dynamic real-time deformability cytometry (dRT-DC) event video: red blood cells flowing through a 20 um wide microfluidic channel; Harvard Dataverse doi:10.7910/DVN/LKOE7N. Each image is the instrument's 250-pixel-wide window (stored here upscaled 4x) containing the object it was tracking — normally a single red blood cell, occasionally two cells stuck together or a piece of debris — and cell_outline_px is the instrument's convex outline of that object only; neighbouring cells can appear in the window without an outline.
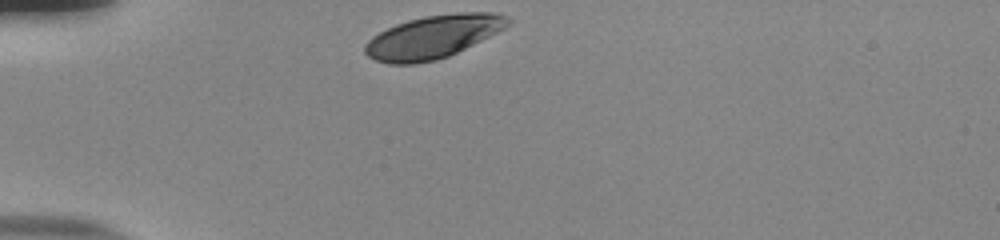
{"species": "human", "species_latin": "Homo sapiens", "temperature_condition": "room temperature", "stored_images_in_passage": 31, "camera_frame_rate_fps": 3000, "um_per_image_px": 0.085, "donor": {"sex": "male"}, "frame": {"image": 1, "passage_image": 1, "time_ms": 0.0, "image_size_px": [1000, 240], "cell_outline_px": [[512, 24], [448, 56], [436, 60], [412, 64], [388, 64], [376, 60], [368, 56], [364, 52], [364, 44], [372, 36], [396, 24], [408, 20], [424, 16], [456, 12], [492, 12], [508, 16], [512, 20]], "centroid_in_image_um": [36.8, 3.12], "position_along_channel_um": 48.2, "area_um2": 35.66}}
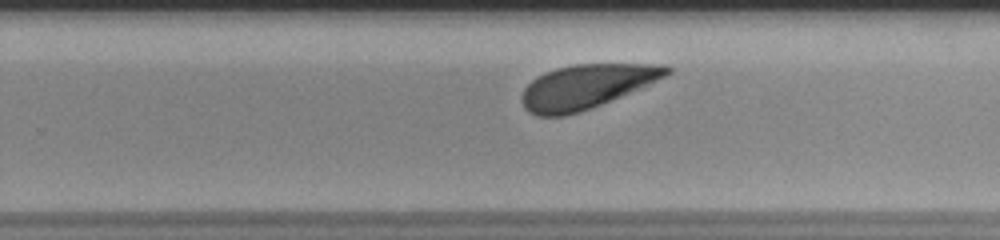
{"frame": {"image": 2, "passage_image": 22, "time_ms": 7.0, "image_size_px": [1000, 240], "cell_outline_px": [[672, 72], [648, 84], [620, 96], [580, 112], [564, 116], [536, 116], [528, 112], [524, 108], [524, 88], [536, 76], [544, 72], [556, 68], [572, 64], [660, 64], [672, 68]], "centroid_in_image_um": [49.81, 7.35], "position_along_channel_um": 280.0, "area_um2": 36.7}}
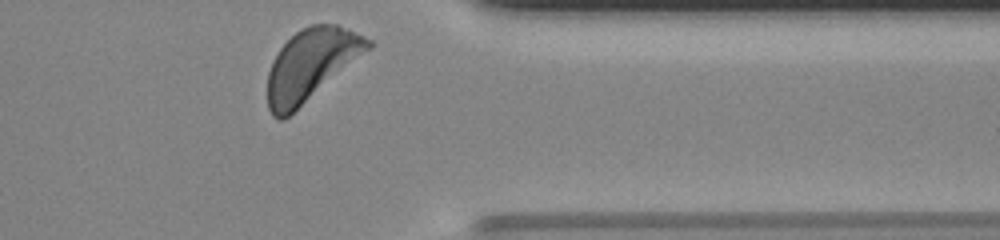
{"frame": {"image": 3, "passage_image": 31, "time_ms": 10.0, "image_size_px": [1000, 240], "cell_outline_px": [[372, 48], [284, 120], [276, 120], [272, 116], [268, 108], [268, 72], [272, 60], [280, 48], [300, 28], [312, 24], [336, 24], [348, 28], [372, 40]], "centroid_in_image_um": [26.44, 5.51], "position_along_channel_um": 385.0, "area_um2": 41.91}, "authors_computed_cell_mechanics": {"area_um2": 37.57, "velocity_mm_per_s": 3.7111, "shape_relaxation_time_tau1_ms": 1.5223, "shape_relaxation_time_tau2_ms": null, "deformation_change_tau1": 0.1238, "deformation_change_tau2": null}}